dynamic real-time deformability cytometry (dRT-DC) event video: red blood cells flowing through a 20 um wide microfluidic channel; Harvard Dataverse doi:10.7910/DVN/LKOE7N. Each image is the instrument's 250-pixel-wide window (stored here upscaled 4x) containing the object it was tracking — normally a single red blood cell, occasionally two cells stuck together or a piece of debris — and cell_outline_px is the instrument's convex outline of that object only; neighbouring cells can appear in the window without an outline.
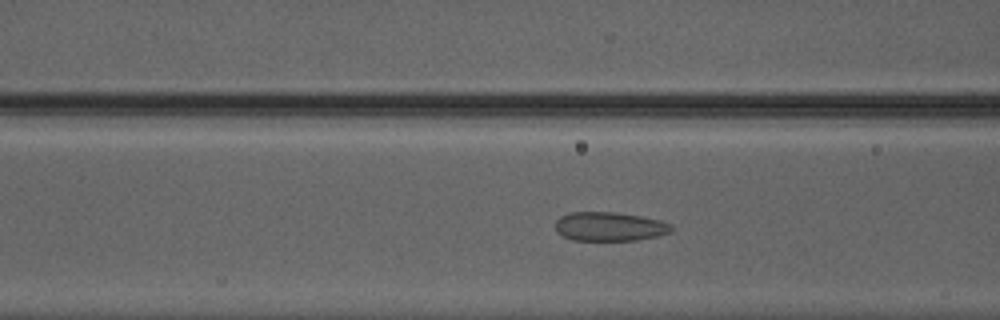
{"species": "Egyptian fruit bat (a non-hibernating species)", "species_latin": "Rousettus aegyptiacus", "temperature_condition": "warm", "stored_images_in_passage": 10, "camera_frame_rate_fps": 3000, "um_per_image_px": 0.085, "animal": {"sex": "male"}, "frame": {"image": 1, "passage_image": 9, "time_ms": 2.667, "image_size_px": [1000, 320], "cell_outline_px": [[672, 232], [656, 236], [636, 240], [572, 240], [556, 232], [556, 220], [560, 216], [568, 212], [616, 212], [640, 216], [660, 220], [672, 224]], "centroid_in_image_um": [51.8, 19.25], "position_along_channel_um": 114.8, "area_um2": 19.65}}